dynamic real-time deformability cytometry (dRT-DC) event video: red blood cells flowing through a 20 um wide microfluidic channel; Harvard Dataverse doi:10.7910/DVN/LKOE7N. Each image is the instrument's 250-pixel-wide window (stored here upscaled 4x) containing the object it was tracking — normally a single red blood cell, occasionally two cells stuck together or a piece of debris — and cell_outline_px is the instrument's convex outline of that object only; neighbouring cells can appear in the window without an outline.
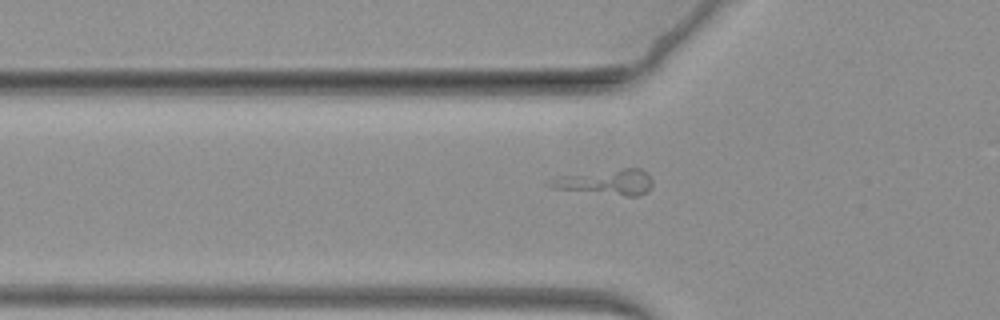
{"species": "common noctule bat (a hibernating species)", "species_latin": "Nyctalus noctula", "temperature_condition": "warm", "stored_images_in_passage": 48, "segment_of_instrument_passage": [1, 2], "camera_frame_rate_fps": 3000, "um_per_image_px": 0.085, "animal": {"sex": "female", "body_mass_g": 19.3, "forearm_length_mm": 54.1}, "frame": {"image": 1, "passage_image": 8, "time_ms": 2.333, "image_size_px": [1000, 320], "cell_outline_px": [[652, 184], [648, 192], [640, 196], [624, 196], [552, 188], [544, 184], [556, 176], [620, 168], [640, 168], [648, 172], [652, 180]], "centroid_in_image_um": [51.53, 15.47], "position_along_channel_um": 74.3, "area_um2": 15.61}}
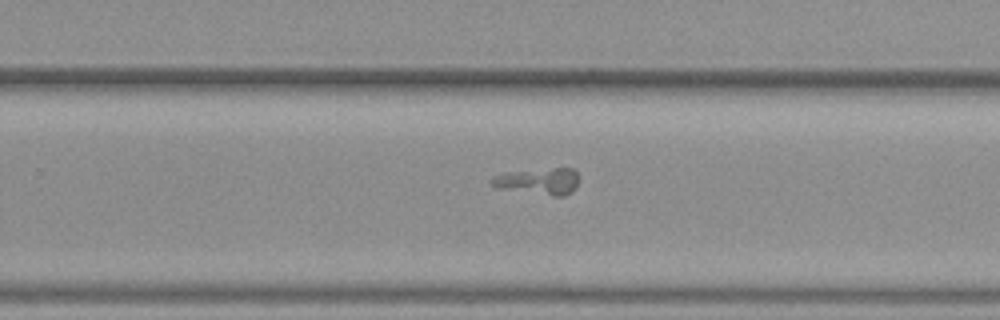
{"frame": {"image": 2, "passage_image": 28, "time_ms": 9.0, "image_size_px": [1000, 320], "cell_outline_px": [[580, 176], [576, 188], [572, 192], [564, 196], [552, 196], [496, 188], [488, 180], [492, 176], [504, 172], [552, 168], [572, 168]], "centroid_in_image_um": [45.78, 15.41], "position_along_channel_um": 284.0, "area_um2": 13.87}}
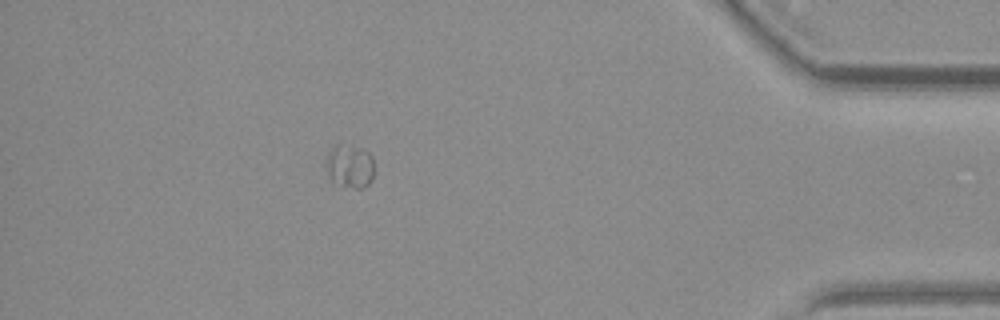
{"frame": {"image": 3, "passage_image": 44, "time_ms": 14.333, "image_size_px": [1000, 320], "cell_outline_px": [[372, 180], [364, 188], [340, 188], [332, 184], [324, 168], [324, 160], [328, 152], [336, 144], [364, 148], [372, 156]], "centroid_in_image_um": [29.65, 14.17], "position_along_channel_um": 405.5, "area_um2": 12.77}}